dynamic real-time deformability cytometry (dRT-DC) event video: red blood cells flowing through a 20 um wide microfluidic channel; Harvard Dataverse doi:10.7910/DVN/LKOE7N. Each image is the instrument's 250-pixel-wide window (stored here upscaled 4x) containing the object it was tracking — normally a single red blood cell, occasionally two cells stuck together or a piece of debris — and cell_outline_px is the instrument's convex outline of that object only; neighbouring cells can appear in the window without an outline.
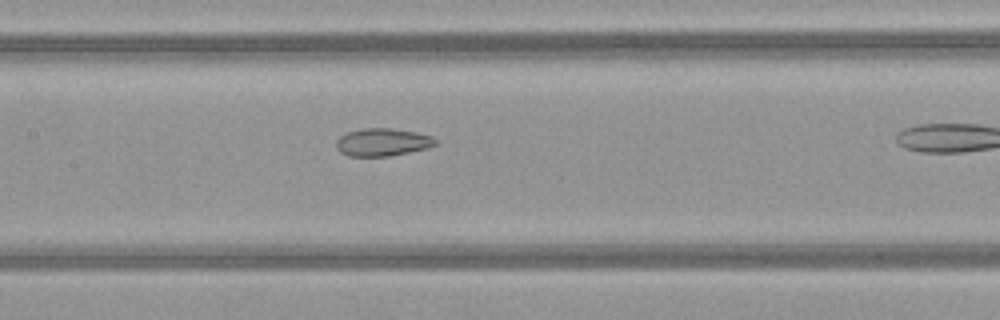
{"species": "common noctule bat (a hibernating species)", "species_latin": "Nyctalus noctula", "temperature_condition": "warm", "stored_images_in_passage": 24, "camera_frame_rate_fps": 3000, "um_per_image_px": 0.085, "animal": {"sex": "female", "body_mass_g": 21.9}, "frame": {"image": 1, "passage_image": 8, "time_ms": 2.333, "image_size_px": [1000, 320], "cell_outline_px": [[436, 144], [428, 148], [388, 156], [348, 156], [340, 152], [336, 148], [336, 140], [340, 136], [348, 132], [364, 128], [392, 128], [416, 132], [432, 136], [436, 140]], "centroid_in_image_um": [32.5, 12.08], "position_along_channel_um": 174.9, "area_um2": 16.01}}
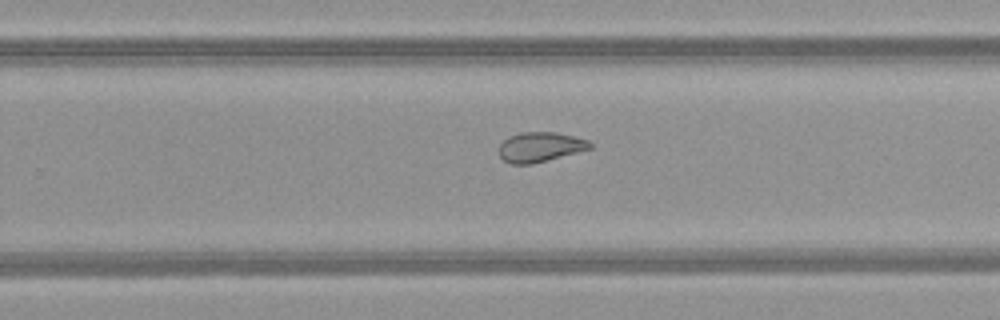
{"frame": {"image": 2, "passage_image": 16, "time_ms": 5.0, "image_size_px": [1000, 320], "cell_outline_px": [[592, 148], [532, 164], [512, 164], [504, 160], [500, 156], [500, 144], [508, 136], [520, 132], [556, 132], [588, 140], [592, 144]], "centroid_in_image_um": [45.9, 12.49], "position_along_channel_um": 283.9, "area_um2": 15.66}}
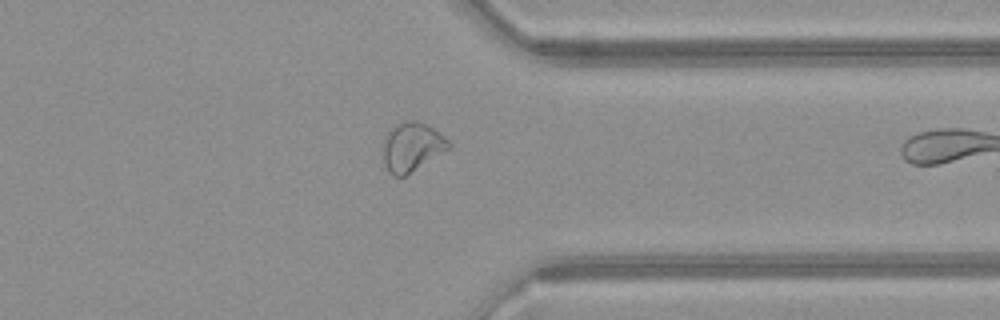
{"frame": {"image": 3, "passage_image": 23, "time_ms": 7.333, "image_size_px": [1000, 320], "cell_outline_px": [[452, 148], [404, 176], [392, 176], [388, 172], [384, 164], [384, 136], [388, 128], [396, 124], [408, 120], [416, 120], [440, 132], [452, 144]], "centroid_in_image_um": [35.02, 12.48], "position_along_channel_um": 376.4, "area_um2": 18.9}}